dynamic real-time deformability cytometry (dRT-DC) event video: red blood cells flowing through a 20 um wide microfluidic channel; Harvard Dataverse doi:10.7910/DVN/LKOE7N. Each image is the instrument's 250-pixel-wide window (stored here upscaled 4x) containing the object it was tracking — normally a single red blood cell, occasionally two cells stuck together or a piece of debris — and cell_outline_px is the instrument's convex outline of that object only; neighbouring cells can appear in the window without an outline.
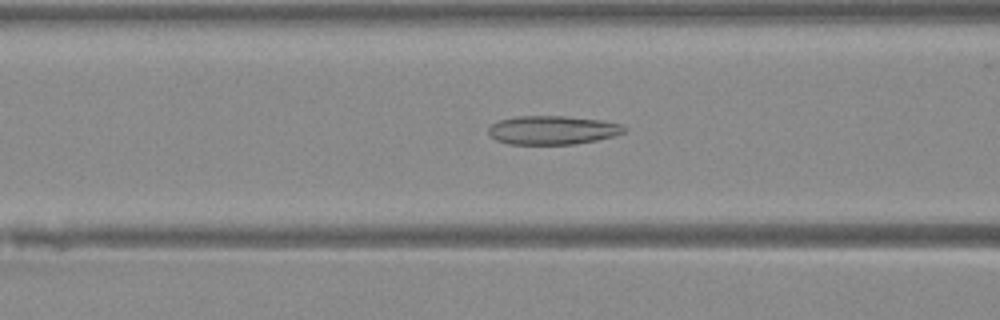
{"species": "Egyptian fruit bat (a non-hibernating species)", "species_latin": "Rousettus aegyptiacus", "temperature_condition": "warm", "stored_images_in_passage": 41, "camera_frame_rate_fps": 3000, "um_per_image_px": 0.085, "animal": {"sex": "female"}, "frame": {"image": 1, "passage_image": 13, "time_ms": 4.0, "image_size_px": [1000, 320], "cell_outline_px": [[628, 128], [624, 132], [616, 136], [596, 140], [572, 144], [508, 144], [496, 140], [488, 136], [488, 128], [496, 120], [516, 116], [564, 116], [604, 120], [624, 124]], "centroid_in_image_um": [46.97, 11.05], "position_along_channel_um": 119.6, "area_um2": 23.12}}
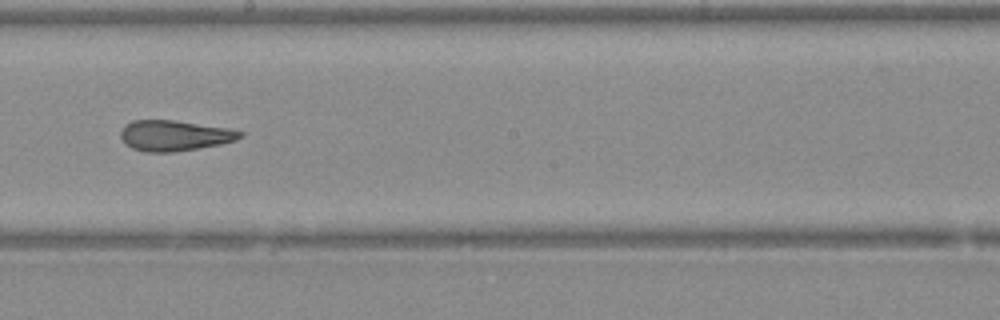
{"frame": {"image": 2, "passage_image": 21, "time_ms": 6.667, "image_size_px": [1000, 320], "cell_outline_px": [[244, 136], [236, 140], [220, 144], [172, 152], [144, 152], [132, 148], [120, 136], [120, 132], [124, 124], [132, 120], [176, 120], [228, 128], [244, 132]], "centroid_in_image_um": [14.83, 11.51], "position_along_channel_um": 233.4, "area_um2": 21.27}}
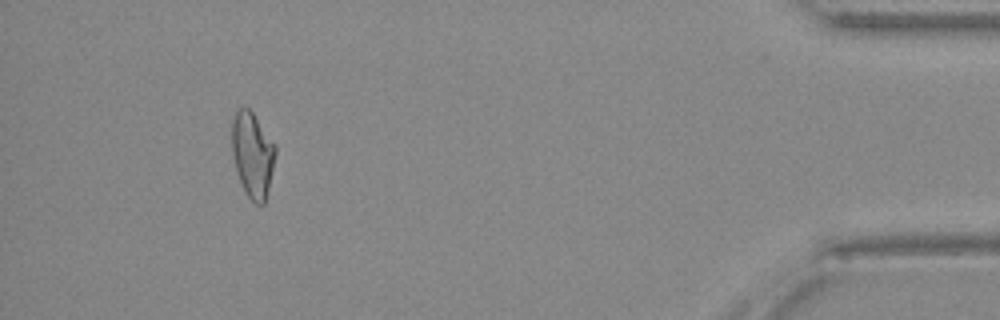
{"frame": {"image": 3, "passage_image": 38, "time_ms": 12.333, "image_size_px": [1000, 320], "cell_outline_px": [[276, 152], [268, 188], [264, 204], [256, 204], [244, 192], [232, 156], [232, 120], [236, 112], [240, 108], [248, 108], [252, 112], [276, 144]], "centroid_in_image_um": [21.46, 13.13], "position_along_channel_um": 413.7, "area_um2": 21.39}}